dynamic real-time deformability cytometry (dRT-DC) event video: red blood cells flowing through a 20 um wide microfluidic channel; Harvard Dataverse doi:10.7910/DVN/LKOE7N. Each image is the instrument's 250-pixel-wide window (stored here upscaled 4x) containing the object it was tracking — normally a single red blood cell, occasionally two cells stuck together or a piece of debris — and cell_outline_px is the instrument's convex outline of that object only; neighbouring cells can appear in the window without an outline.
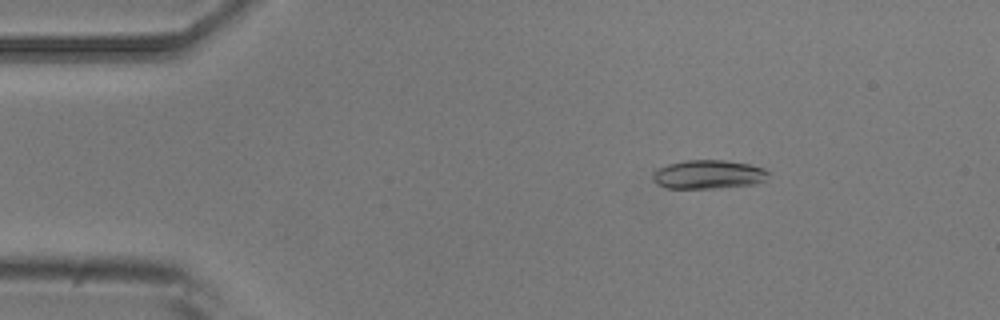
{"species": "common noctule bat (a hibernating species)", "species_latin": "Nyctalus noctula", "temperature_condition": "room temperature", "stored_images_in_passage": 5, "camera_frame_rate_fps": 3000, "um_per_image_px": 0.085, "animal": {"sex": "male", "body_mass_g": 20.5, "forearm_length_mm": 52.5}, "frame": {"image": 1, "passage_image": 3, "time_ms": 2.333, "image_size_px": [1000, 320], "cell_outline_px": [[768, 176], [764, 180], [756, 184], [716, 188], [668, 188], [652, 180], [652, 176], [660, 168], [668, 164], [684, 160], [724, 160], [748, 164], [764, 168], [768, 172]], "centroid_in_image_um": [60.24, 14.82], "position_along_channel_um": 24.8, "area_um2": 19.19}}